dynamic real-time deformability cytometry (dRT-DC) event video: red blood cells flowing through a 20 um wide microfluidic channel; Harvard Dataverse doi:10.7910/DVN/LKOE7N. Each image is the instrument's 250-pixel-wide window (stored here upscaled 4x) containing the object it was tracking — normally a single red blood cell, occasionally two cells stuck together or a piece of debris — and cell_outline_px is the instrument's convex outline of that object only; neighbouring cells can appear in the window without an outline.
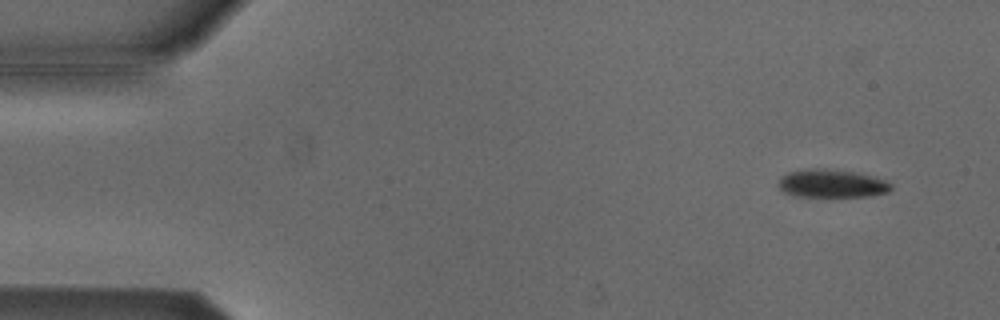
{"species": "Egyptian fruit bat (a non-hibernating species)", "species_latin": "Rousettus aegyptiacus", "temperature_condition": "cold", "stored_images_in_passage": 4, "camera_frame_rate_fps": 3000, "um_per_image_px": 0.085, "animal": {"sex": "male"}, "frame": {"image": 1, "passage_image": 1, "time_ms": 0.0, "image_size_px": [1000, 320], "cell_outline_px": [[892, 188], [888, 192], [872, 196], [792, 196], [784, 192], [780, 188], [780, 180], [788, 172], [812, 168], [824, 168], [856, 172], [876, 176], [892, 184]], "centroid_in_image_um": [70.76, 15.59], "position_along_channel_um": 14.2, "area_um2": 18.44}}
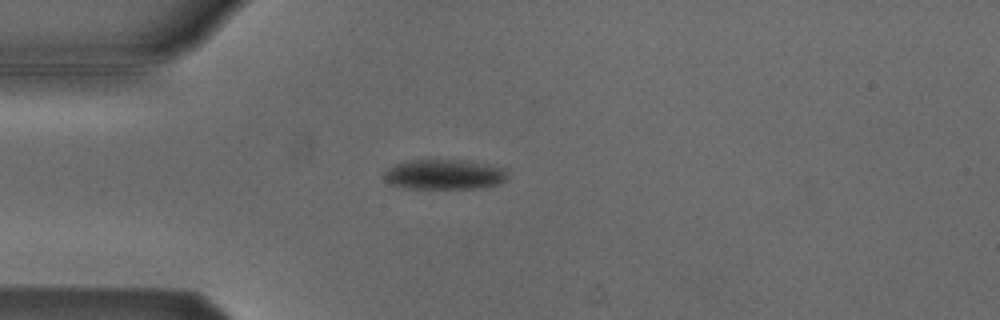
{"frame": {"image": 2, "passage_image": 3, "time_ms": 0.667, "image_size_px": [1000, 320], "cell_outline_px": [[508, 180], [500, 184], [480, 188], [404, 188], [388, 184], [384, 180], [384, 172], [388, 168], [404, 160], [464, 160], [508, 168]], "centroid_in_image_um": [37.8, 14.83], "position_along_channel_um": 47.2, "area_um2": 22.02}}